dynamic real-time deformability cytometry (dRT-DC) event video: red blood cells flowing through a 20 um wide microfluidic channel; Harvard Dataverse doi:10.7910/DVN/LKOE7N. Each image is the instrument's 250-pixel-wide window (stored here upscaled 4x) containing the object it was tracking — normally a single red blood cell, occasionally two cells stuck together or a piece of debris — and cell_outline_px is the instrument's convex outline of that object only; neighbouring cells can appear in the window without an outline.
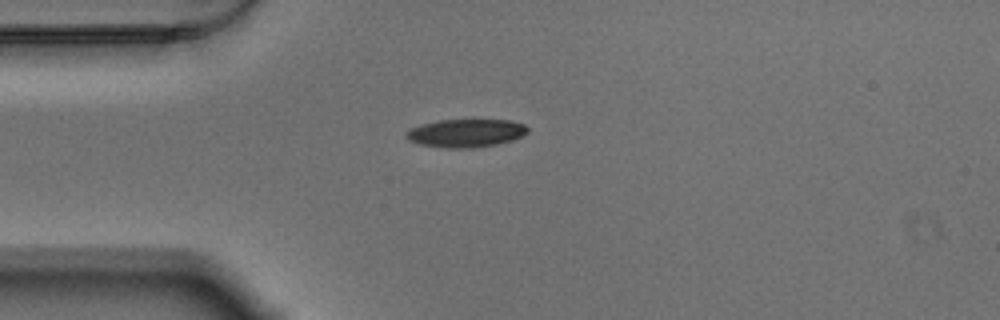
{"species": "Egyptian fruit bat (a non-hibernating species)", "species_latin": "Rousettus aegyptiacus", "temperature_condition": "warm", "stored_images_in_passage": 40, "camera_frame_rate_fps": 3000, "um_per_image_px": 0.085, "animal": {"sex": "male"}, "frame": {"image": 1, "passage_image": 1, "time_ms": 0.0, "image_size_px": [1000, 320], "cell_outline_px": [[528, 132], [512, 140], [496, 144], [472, 148], [448, 148], [420, 144], [408, 140], [404, 136], [404, 132], [412, 128], [424, 124], [440, 120], [508, 120], [524, 124], [528, 128]], "centroid_in_image_um": [39.58, 11.31], "position_along_channel_um": 45.4, "area_um2": 19.71}}
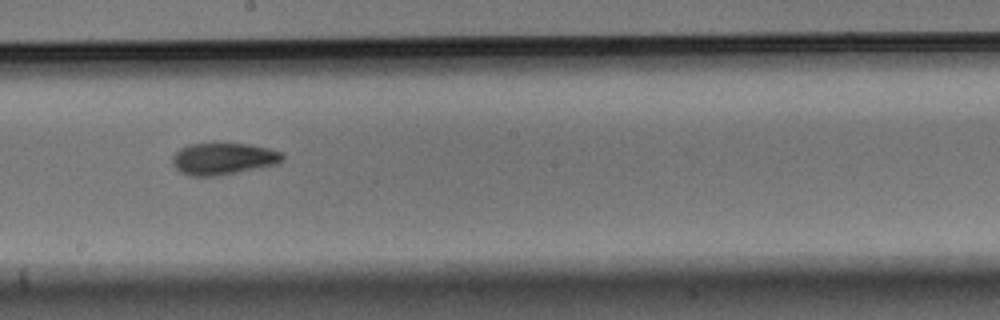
{"frame": {"image": 2, "passage_image": 18, "time_ms": 5.667, "image_size_px": [1000, 320], "cell_outline_px": [[284, 160], [276, 164], [216, 176], [188, 176], [180, 172], [172, 164], [172, 156], [180, 148], [192, 144], [248, 144], [268, 148], [280, 152], [284, 156]], "centroid_in_image_um": [18.95, 13.5], "position_along_channel_um": 229.3, "area_um2": 20.17}}
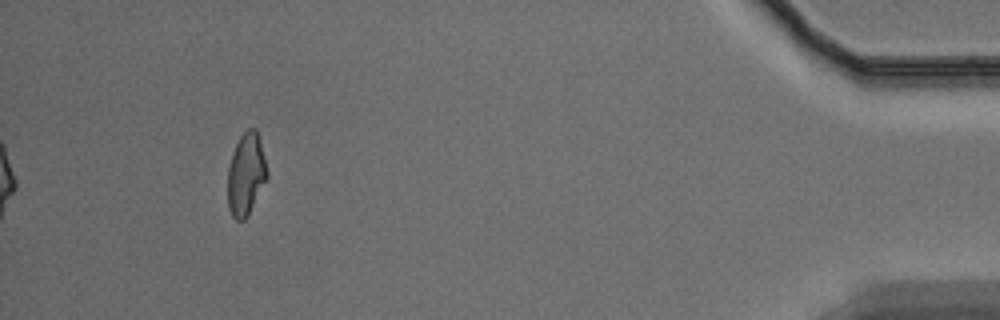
{"frame": {"image": 3, "passage_image": 40, "time_ms": 13.0, "image_size_px": [1000, 320], "cell_outline_px": [[268, 176], [248, 216], [244, 220], [236, 220], [232, 216], [228, 208], [228, 168], [232, 152], [240, 136], [248, 128], [256, 128], [260, 140], [268, 172]], "centroid_in_image_um": [20.91, 14.81], "position_along_channel_um": 414.3, "area_um2": 18.9}, "authors_computed_cell_mechanics": {"area_um2": 20.2589, "velocity_mm_per_s": 3.4673, "shape_relaxation_time_tau1_ms": 3.9643, "shape_relaxation_time_tau2_ms": 4.045, "deformation_change_tau1": 0.1517, "deformation_change_tau2": 0.093}}